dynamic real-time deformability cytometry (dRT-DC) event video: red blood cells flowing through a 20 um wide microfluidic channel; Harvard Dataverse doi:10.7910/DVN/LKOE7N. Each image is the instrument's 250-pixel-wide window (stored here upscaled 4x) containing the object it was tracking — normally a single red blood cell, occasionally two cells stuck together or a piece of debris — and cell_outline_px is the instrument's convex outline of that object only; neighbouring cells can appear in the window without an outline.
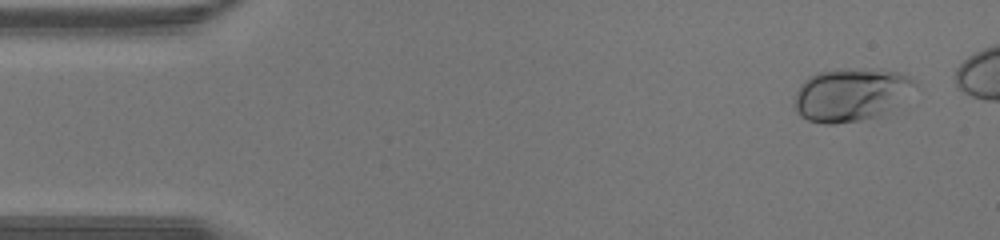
{"species": "human", "species_latin": "Homo sapiens", "temperature_condition": "warm", "stored_images_in_passage": 38, "camera_frame_rate_fps": 3000, "um_per_image_px": 0.085, "donor": {"sex": "male"}, "frame": {"image": 1, "passage_image": 3, "time_ms": 0.667, "image_size_px": [1000, 240], "cell_outline_px": [[912, 84], [896, 104], [884, 112], [876, 116], [860, 120], [832, 124], [824, 124], [808, 120], [800, 116], [792, 104], [796, 92], [800, 84], [808, 76], [816, 72], [844, 68], [896, 72], [908, 76], [912, 80]], "centroid_in_image_um": [72.15, 8.05], "position_along_channel_um": 12.9, "area_um2": 36.18}}
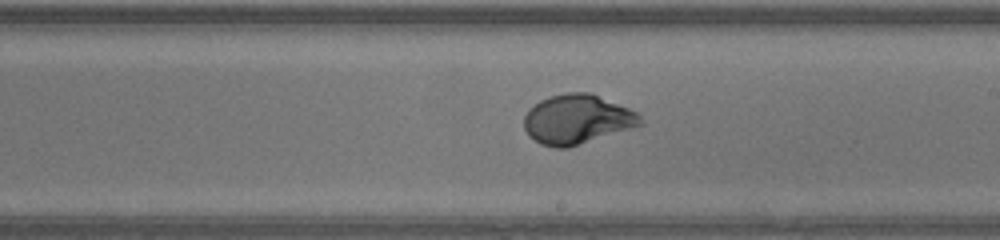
{"frame": {"image": 2, "passage_image": 24, "time_ms": 7.667, "image_size_px": [1000, 240], "cell_outline_px": [[644, 124], [568, 148], [556, 148], [540, 144], [528, 136], [524, 128], [524, 116], [528, 108], [540, 100], [548, 96], [564, 92], [588, 92], [628, 108], [636, 112], [644, 120]], "centroid_in_image_um": [49.01, 10.15], "position_along_channel_um": 240.0, "area_um2": 33.64}}
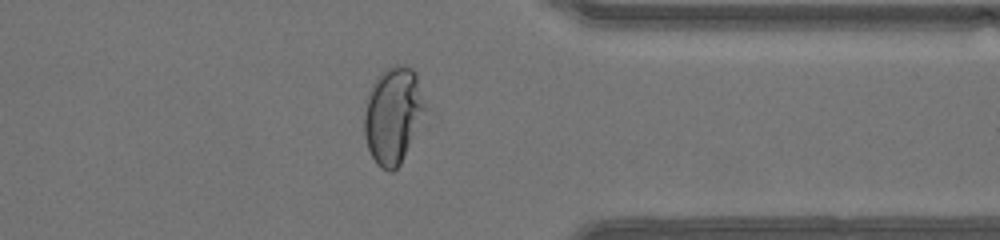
{"frame": {"image": 3, "passage_image": 33, "time_ms": 10.667, "image_size_px": [1000, 240], "cell_outline_px": [[428, 108], [400, 164], [392, 172], [388, 172], [380, 168], [376, 164], [368, 148], [364, 136], [364, 112], [368, 96], [372, 84], [376, 76], [384, 68], [392, 64], [404, 64], [412, 68], [416, 72]], "centroid_in_image_um": [33.42, 9.75], "position_along_channel_um": 378.0, "area_um2": 34.85}}